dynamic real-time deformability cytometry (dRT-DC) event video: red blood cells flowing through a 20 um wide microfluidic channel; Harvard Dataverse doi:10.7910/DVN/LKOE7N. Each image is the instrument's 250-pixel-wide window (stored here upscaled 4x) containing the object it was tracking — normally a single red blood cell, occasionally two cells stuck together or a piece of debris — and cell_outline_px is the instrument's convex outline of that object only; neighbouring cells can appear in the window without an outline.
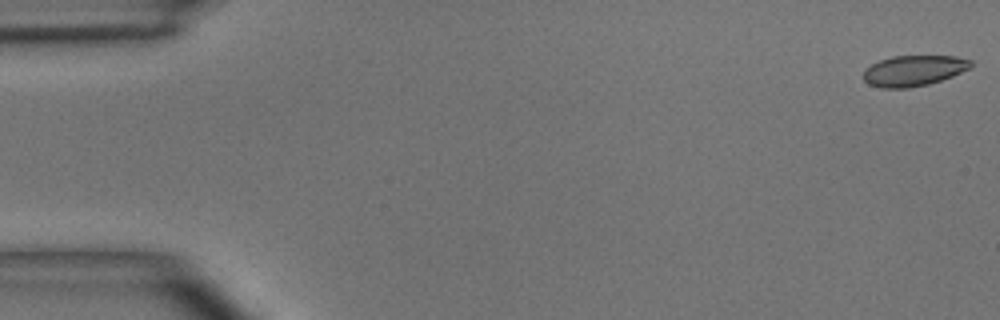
{"species": "common noctule bat (a hibernating species)", "species_latin": "Nyctalus noctula", "temperature_condition": "room temperature", "stored_images_in_passage": 4, "camera_frame_rate_fps": 3000, "um_per_image_px": 0.085, "animal": {"sex": "male", "body_mass_g": 15.6}, "frame": {"image": 1, "passage_image": 1, "time_ms": 0.0, "image_size_px": [1000, 320], "cell_outline_px": [[972, 68], [952, 76], [928, 84], [908, 88], [880, 88], [868, 84], [864, 80], [864, 68], [880, 60], [892, 56], [956, 56], [972, 60]], "centroid_in_image_um": [77.67, 6.0], "position_along_channel_um": 7.3, "area_um2": 19.31}}